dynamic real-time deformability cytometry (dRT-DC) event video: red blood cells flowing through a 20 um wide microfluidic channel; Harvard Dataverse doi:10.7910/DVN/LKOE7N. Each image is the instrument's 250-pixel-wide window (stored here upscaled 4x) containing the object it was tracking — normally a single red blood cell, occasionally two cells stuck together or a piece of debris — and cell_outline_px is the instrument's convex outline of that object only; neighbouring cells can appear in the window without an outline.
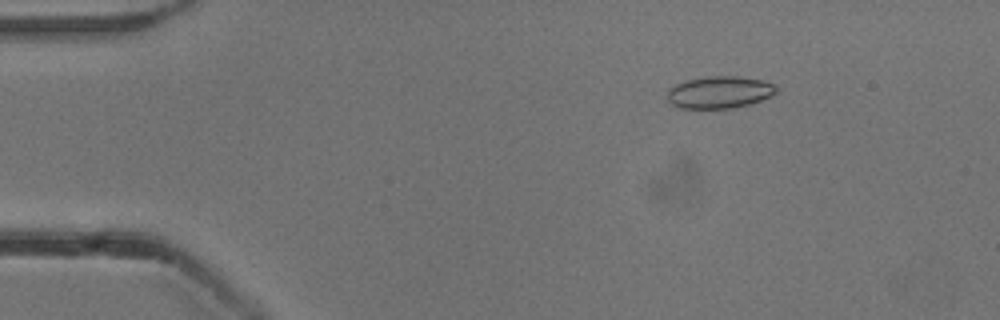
{"species": "common noctule bat (a hibernating species)", "species_latin": "Nyctalus noctula", "temperature_condition": "cold", "stored_images_in_passage": 49, "camera_frame_rate_fps": 3000, "um_per_image_px": 0.085, "animal": {"sex": "male", "body_mass_g": 13.3}, "frame": {"image": 1, "passage_image": 4, "time_ms": 1.0, "image_size_px": [1000, 320], "cell_outline_px": [[776, 92], [772, 96], [748, 104], [732, 108], [680, 108], [672, 104], [668, 100], [668, 88], [684, 80], [704, 76], [736, 76], [764, 80], [776, 84]], "centroid_in_image_um": [61.15, 7.82], "position_along_channel_um": 23.8, "area_um2": 20.52}}
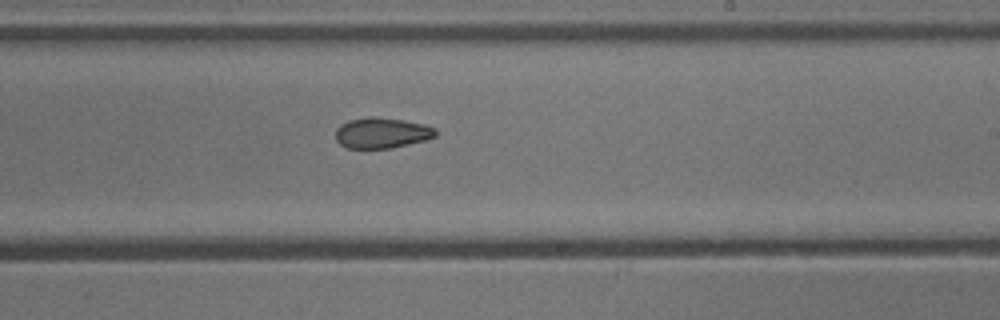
{"frame": {"image": 2, "passage_image": 28, "time_ms": 9.0, "image_size_px": [1000, 320], "cell_outline_px": [[436, 136], [424, 140], [408, 144], [388, 148], [344, 148], [336, 140], [336, 128], [340, 124], [348, 120], [372, 116], [404, 120], [424, 124], [436, 128]], "centroid_in_image_um": [32.42, 11.29], "position_along_channel_um": 256.6, "area_um2": 17.86}}
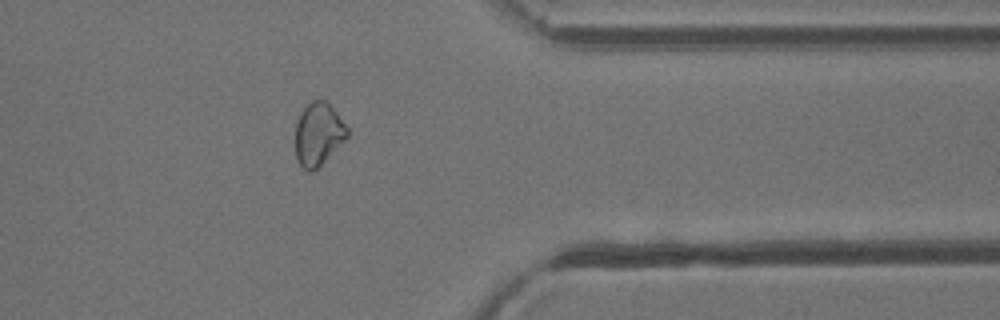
{"frame": {"image": 3, "passage_image": 39, "time_ms": 12.667, "image_size_px": [1000, 320], "cell_outline_px": [[348, 136], [312, 172], [308, 172], [296, 160], [296, 124], [304, 108], [312, 100], [328, 100], [348, 128]], "centroid_in_image_um": [27.06, 11.37], "position_along_channel_um": 384.3, "area_um2": 18.67}, "authors_computed_cell_mechanics": {"area_um2": 19.074, "velocity_mm_per_s": 3.8492, "shape_relaxation_time_tau1_ms": null, "shape_relaxation_time_tau2_ms": 1.7816, "deformation_change_tau1": null, "deformation_change_tau2": 0.0679}}